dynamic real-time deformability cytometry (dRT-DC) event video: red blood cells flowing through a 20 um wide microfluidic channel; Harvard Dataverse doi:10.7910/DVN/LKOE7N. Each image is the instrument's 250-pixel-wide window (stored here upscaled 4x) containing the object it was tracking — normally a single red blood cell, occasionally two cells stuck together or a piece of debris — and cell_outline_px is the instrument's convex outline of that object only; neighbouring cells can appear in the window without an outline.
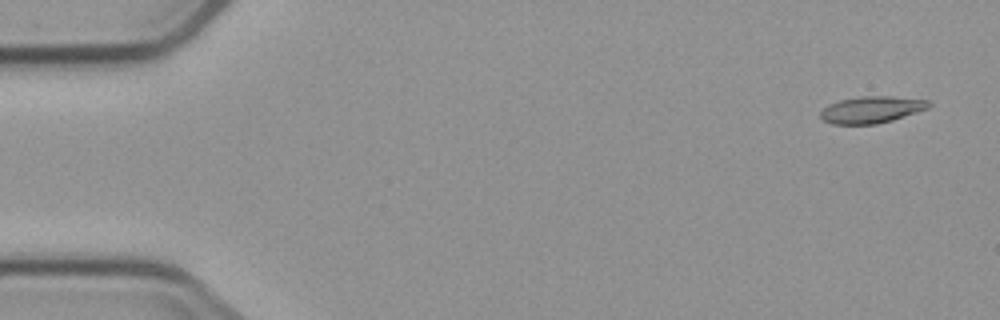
{"species": "common noctule bat (a hibernating species)", "species_latin": "Nyctalus noctula", "temperature_condition": "cold", "stored_images_in_passage": 4, "camera_frame_rate_fps": 3000, "um_per_image_px": 0.085, "animal": {"sex": "male", "body_mass_g": 23.1, "forearm_length_mm": 52.7}, "frame": {"image": 1, "passage_image": 1, "time_ms": 0.0, "image_size_px": [1000, 320], "cell_outline_px": [[932, 104], [928, 108], [892, 120], [876, 124], [832, 124], [824, 120], [820, 116], [820, 112], [828, 104], [840, 100], [860, 96], [892, 96], [928, 100]], "centroid_in_image_um": [74.07, 9.31], "position_along_channel_um": 10.9, "area_um2": 16.82}}
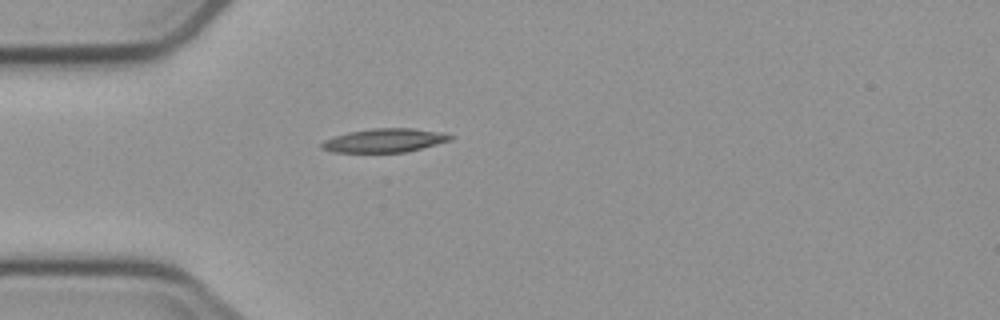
{"frame": {"image": 2, "passage_image": 4, "time_ms": 4.333, "image_size_px": [1000, 320], "cell_outline_px": [[456, 136], [452, 140], [404, 152], [332, 152], [320, 148], [320, 144], [324, 140], [348, 132], [372, 128], [416, 128], [440, 132]], "centroid_in_image_um": [32.69, 11.93], "position_along_channel_um": 52.3, "area_um2": 17.74}}